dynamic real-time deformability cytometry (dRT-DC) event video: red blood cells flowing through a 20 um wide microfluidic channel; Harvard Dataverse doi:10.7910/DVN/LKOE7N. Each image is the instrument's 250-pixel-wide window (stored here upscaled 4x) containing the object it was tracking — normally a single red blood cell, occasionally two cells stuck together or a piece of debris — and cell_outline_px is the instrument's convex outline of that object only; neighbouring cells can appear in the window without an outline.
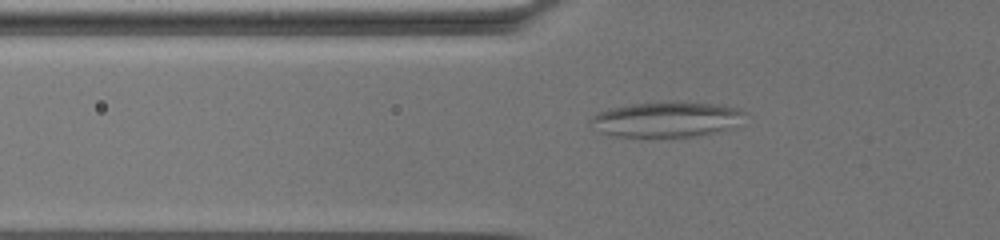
{"species": "common noctule bat (a hibernating species)", "species_latin": "Nyctalus noctula", "temperature_condition": "warm", "stored_images_in_passage": 50, "camera_frame_rate_fps": 3000, "um_per_image_px": 0.085, "animal": {"sex": "female", "body_mass_g": 19.5, "forearm_length_mm": 54.1}, "frame": {"image": 1, "passage_image": 4, "time_ms": 1.0, "image_size_px": [1000, 240], "cell_outline_px": [[748, 112], [732, 128], [692, 136], [612, 136], [600, 132], [588, 124], [588, 120], [596, 112], [612, 108], [632, 104], [668, 100], [716, 104], [736, 108]], "centroid_in_image_um": [56.59, 10.12], "position_along_channel_um": 69.2, "area_um2": 31.85}}
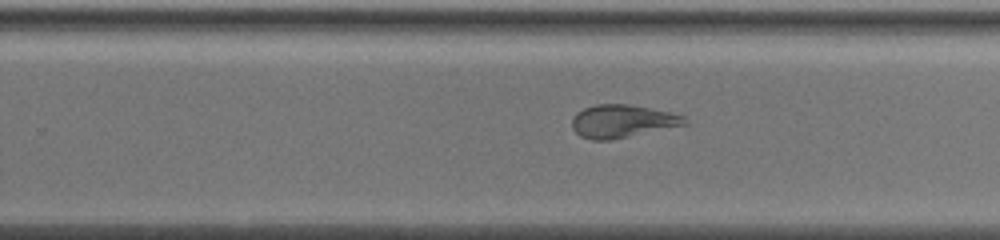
{"frame": {"image": 2, "passage_image": 26, "time_ms": 8.333, "image_size_px": [1000, 240], "cell_outline_px": [[688, 124], [612, 140], [592, 140], [580, 136], [572, 128], [572, 120], [576, 112], [584, 108], [596, 104], [628, 104], [668, 112], [684, 116], [688, 120]], "centroid_in_image_um": [52.88, 10.31], "position_along_channel_um": 276.9, "area_um2": 21.56}}
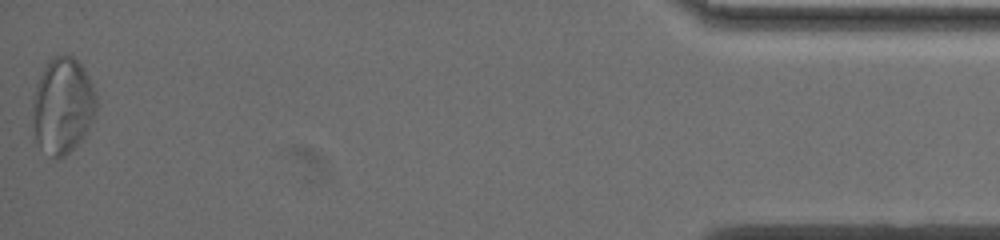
{"frame": {"image": 3, "passage_image": 50, "time_ms": 16.333, "image_size_px": [1000, 240], "cell_outline_px": [[96, 108], [92, 120], [84, 136], [64, 156], [52, 156], [36, 140], [32, 120], [32, 100], [36, 84], [44, 68], [56, 56], [72, 56], [84, 68], [88, 76], [96, 96]], "centroid_in_image_um": [5.31, 8.97], "position_along_channel_um": 429.9, "area_um2": 34.85}}